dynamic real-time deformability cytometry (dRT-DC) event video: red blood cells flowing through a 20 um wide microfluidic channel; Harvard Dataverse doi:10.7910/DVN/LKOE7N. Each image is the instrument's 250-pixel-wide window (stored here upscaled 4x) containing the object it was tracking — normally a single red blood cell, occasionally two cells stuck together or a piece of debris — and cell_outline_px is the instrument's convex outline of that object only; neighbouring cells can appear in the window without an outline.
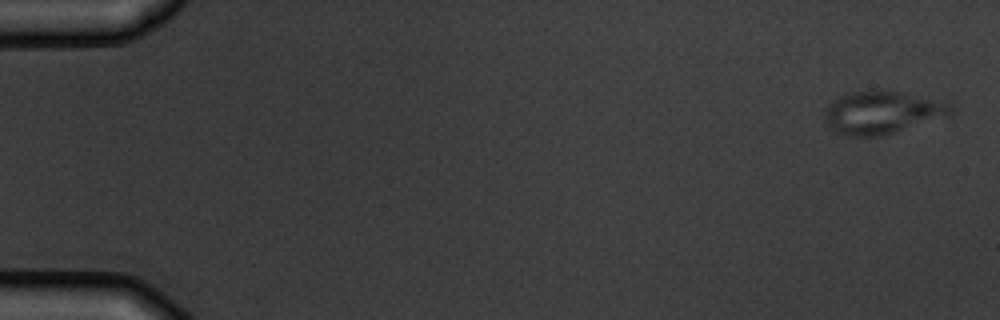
{"species": "common noctule bat (a hibernating species)", "species_latin": "Nyctalus noctula", "temperature_condition": "warm", "stored_images_in_passage": 6, "camera_frame_rate_fps": 3000, "um_per_image_px": 0.085, "animal": {"sex": "male", "body_mass_g": 19.5, "forearm_length_mm": 54.6}, "frame": {"image": 1, "passage_image": 1, "time_ms": 0.0, "image_size_px": [1000, 320], "cell_outline_px": [[956, 108], [952, 112], [880, 136], [844, 136], [836, 132], [824, 120], [824, 112], [828, 104], [840, 96], [848, 92], [872, 88], [900, 92], [952, 100]], "centroid_in_image_um": [74.97, 9.49], "position_along_channel_um": 10.0, "area_um2": 31.62}}